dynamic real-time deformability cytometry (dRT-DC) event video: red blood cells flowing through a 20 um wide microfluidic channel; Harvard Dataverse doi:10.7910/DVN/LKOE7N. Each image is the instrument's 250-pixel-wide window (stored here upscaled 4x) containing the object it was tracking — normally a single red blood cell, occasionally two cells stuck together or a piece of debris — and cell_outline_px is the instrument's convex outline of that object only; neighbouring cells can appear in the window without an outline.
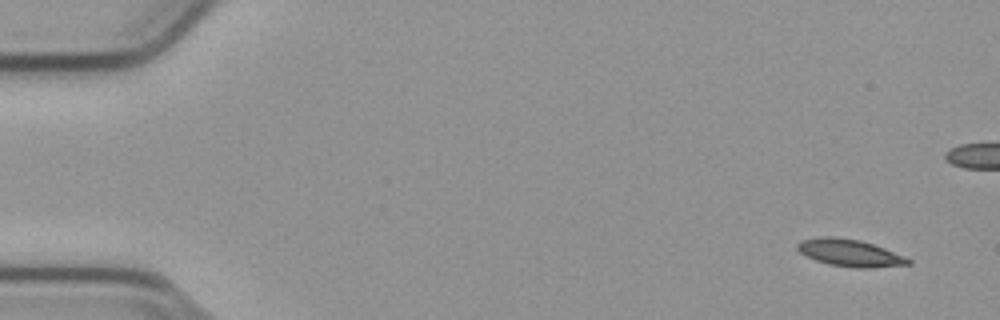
{"species": "common noctule bat (a hibernating species)", "species_latin": "Nyctalus noctula", "temperature_condition": "cold", "stored_images_in_passage": 55, "camera_frame_rate_fps": 3000, "um_per_image_px": 0.085, "animal": {"sex": "male", "body_mass_g": 23.1, "forearm_length_mm": 52.7}, "frame": {"image": 1, "passage_image": 3, "time_ms": 0.667, "image_size_px": [1000, 320], "cell_outline_px": [[912, 264], [868, 268], [856, 268], [828, 264], [816, 260], [800, 252], [796, 248], [796, 244], [800, 240], [820, 236], [832, 236], [860, 240], [884, 248], [904, 256], [912, 260]], "centroid_in_image_um": [72.22, 21.49], "position_along_channel_um": 12.8, "area_um2": 17.51}}
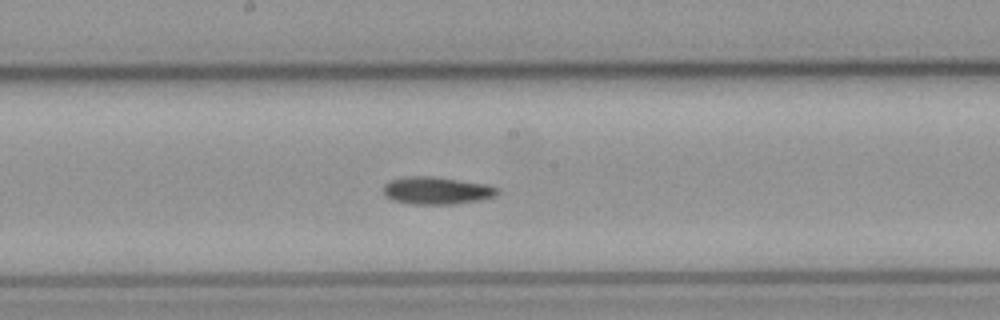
{"frame": {"image": 2, "passage_image": 29, "time_ms": 9.333, "image_size_px": [1000, 320], "cell_outline_px": [[500, 192], [496, 196], [480, 200], [452, 204], [412, 204], [392, 200], [384, 196], [384, 184], [388, 180], [408, 176], [432, 176], [484, 184], [500, 188]], "centroid_in_image_um": [37.1, 16.2], "position_along_channel_um": 211.1, "area_um2": 18.32}}
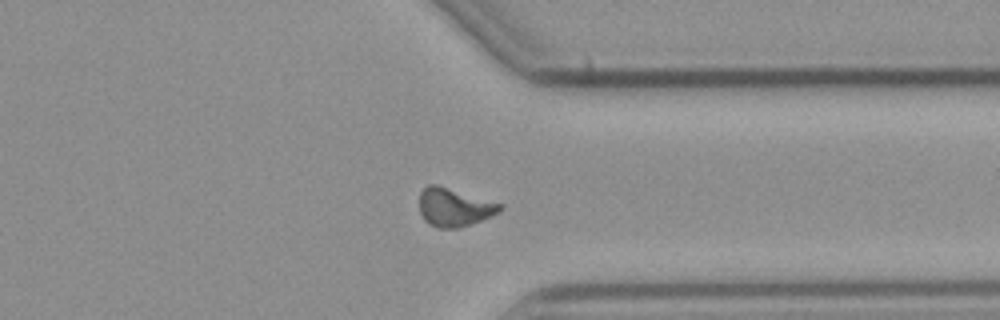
{"frame": {"image": 3, "passage_image": 42, "time_ms": 13.667, "image_size_px": [1000, 320], "cell_outline_px": [[504, 208], [500, 212], [492, 216], [456, 228], [436, 228], [428, 224], [424, 220], [420, 212], [420, 192], [428, 184], [436, 184], [504, 204]], "centroid_in_image_um": [38.62, 17.61], "position_along_channel_um": 372.8, "area_um2": 18.03}}